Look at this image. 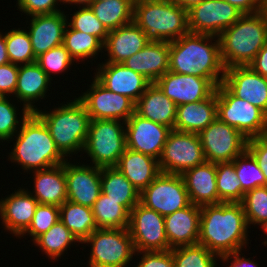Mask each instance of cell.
<instances>
[{
  "label": "cell",
  "mask_w": 267,
  "mask_h": 267,
  "mask_svg": "<svg viewBox=\"0 0 267 267\" xmlns=\"http://www.w3.org/2000/svg\"><path fill=\"white\" fill-rule=\"evenodd\" d=\"M248 229L241 203L222 202L201 206L198 243L218 257L247 247Z\"/></svg>",
  "instance_id": "cell-1"
},
{
  "label": "cell",
  "mask_w": 267,
  "mask_h": 267,
  "mask_svg": "<svg viewBox=\"0 0 267 267\" xmlns=\"http://www.w3.org/2000/svg\"><path fill=\"white\" fill-rule=\"evenodd\" d=\"M169 71L207 78L215 87L223 83L218 36L188 32L169 42Z\"/></svg>",
  "instance_id": "cell-2"
},
{
  "label": "cell",
  "mask_w": 267,
  "mask_h": 267,
  "mask_svg": "<svg viewBox=\"0 0 267 267\" xmlns=\"http://www.w3.org/2000/svg\"><path fill=\"white\" fill-rule=\"evenodd\" d=\"M10 141L15 143L11 152L7 153V160L18 163L24 173L57 166L67 160L56 147L44 122L35 113L28 116Z\"/></svg>",
  "instance_id": "cell-3"
},
{
  "label": "cell",
  "mask_w": 267,
  "mask_h": 267,
  "mask_svg": "<svg viewBox=\"0 0 267 267\" xmlns=\"http://www.w3.org/2000/svg\"><path fill=\"white\" fill-rule=\"evenodd\" d=\"M224 68L248 66L267 44V16L263 11L243 14L218 35Z\"/></svg>",
  "instance_id": "cell-4"
},
{
  "label": "cell",
  "mask_w": 267,
  "mask_h": 267,
  "mask_svg": "<svg viewBox=\"0 0 267 267\" xmlns=\"http://www.w3.org/2000/svg\"><path fill=\"white\" fill-rule=\"evenodd\" d=\"M43 110L38 109L35 114L48 128L60 152L67 159L82 154L91 121L84 104L75 96L52 111Z\"/></svg>",
  "instance_id": "cell-5"
},
{
  "label": "cell",
  "mask_w": 267,
  "mask_h": 267,
  "mask_svg": "<svg viewBox=\"0 0 267 267\" xmlns=\"http://www.w3.org/2000/svg\"><path fill=\"white\" fill-rule=\"evenodd\" d=\"M133 21L152 42H172L189 32L187 11L171 0H135Z\"/></svg>",
  "instance_id": "cell-6"
},
{
  "label": "cell",
  "mask_w": 267,
  "mask_h": 267,
  "mask_svg": "<svg viewBox=\"0 0 267 267\" xmlns=\"http://www.w3.org/2000/svg\"><path fill=\"white\" fill-rule=\"evenodd\" d=\"M127 149L125 122L120 120H91L83 152L96 167H115ZM92 162V163H91Z\"/></svg>",
  "instance_id": "cell-7"
},
{
  "label": "cell",
  "mask_w": 267,
  "mask_h": 267,
  "mask_svg": "<svg viewBox=\"0 0 267 267\" xmlns=\"http://www.w3.org/2000/svg\"><path fill=\"white\" fill-rule=\"evenodd\" d=\"M81 244L91 248L88 267H128L136 252L128 228L95 229Z\"/></svg>",
  "instance_id": "cell-8"
},
{
  "label": "cell",
  "mask_w": 267,
  "mask_h": 267,
  "mask_svg": "<svg viewBox=\"0 0 267 267\" xmlns=\"http://www.w3.org/2000/svg\"><path fill=\"white\" fill-rule=\"evenodd\" d=\"M217 118L236 128L247 139L267 134V115L248 101L236 97L223 83L216 87Z\"/></svg>",
  "instance_id": "cell-9"
},
{
  "label": "cell",
  "mask_w": 267,
  "mask_h": 267,
  "mask_svg": "<svg viewBox=\"0 0 267 267\" xmlns=\"http://www.w3.org/2000/svg\"><path fill=\"white\" fill-rule=\"evenodd\" d=\"M158 161L161 172L178 175L205 163L199 135L172 129Z\"/></svg>",
  "instance_id": "cell-10"
},
{
  "label": "cell",
  "mask_w": 267,
  "mask_h": 267,
  "mask_svg": "<svg viewBox=\"0 0 267 267\" xmlns=\"http://www.w3.org/2000/svg\"><path fill=\"white\" fill-rule=\"evenodd\" d=\"M140 203L162 216L191 204L181 175L163 172L140 192Z\"/></svg>",
  "instance_id": "cell-11"
},
{
  "label": "cell",
  "mask_w": 267,
  "mask_h": 267,
  "mask_svg": "<svg viewBox=\"0 0 267 267\" xmlns=\"http://www.w3.org/2000/svg\"><path fill=\"white\" fill-rule=\"evenodd\" d=\"M206 162H232L247 150L248 139L216 118L199 134Z\"/></svg>",
  "instance_id": "cell-12"
},
{
  "label": "cell",
  "mask_w": 267,
  "mask_h": 267,
  "mask_svg": "<svg viewBox=\"0 0 267 267\" xmlns=\"http://www.w3.org/2000/svg\"><path fill=\"white\" fill-rule=\"evenodd\" d=\"M128 231L136 252L169 250L164 216L140 202L130 211Z\"/></svg>",
  "instance_id": "cell-13"
},
{
  "label": "cell",
  "mask_w": 267,
  "mask_h": 267,
  "mask_svg": "<svg viewBox=\"0 0 267 267\" xmlns=\"http://www.w3.org/2000/svg\"><path fill=\"white\" fill-rule=\"evenodd\" d=\"M87 91L77 97L91 120L108 119L126 122L135 112V103L128 97L111 92L95 77Z\"/></svg>",
  "instance_id": "cell-14"
},
{
  "label": "cell",
  "mask_w": 267,
  "mask_h": 267,
  "mask_svg": "<svg viewBox=\"0 0 267 267\" xmlns=\"http://www.w3.org/2000/svg\"><path fill=\"white\" fill-rule=\"evenodd\" d=\"M242 15L241 11L225 0H203L187 11L188 30L218 36Z\"/></svg>",
  "instance_id": "cell-15"
},
{
  "label": "cell",
  "mask_w": 267,
  "mask_h": 267,
  "mask_svg": "<svg viewBox=\"0 0 267 267\" xmlns=\"http://www.w3.org/2000/svg\"><path fill=\"white\" fill-rule=\"evenodd\" d=\"M171 130L166 125L144 119L134 112L125 122L126 146L159 160Z\"/></svg>",
  "instance_id": "cell-16"
},
{
  "label": "cell",
  "mask_w": 267,
  "mask_h": 267,
  "mask_svg": "<svg viewBox=\"0 0 267 267\" xmlns=\"http://www.w3.org/2000/svg\"><path fill=\"white\" fill-rule=\"evenodd\" d=\"M67 200L92 207L101 193V168L90 164L64 162Z\"/></svg>",
  "instance_id": "cell-17"
},
{
  "label": "cell",
  "mask_w": 267,
  "mask_h": 267,
  "mask_svg": "<svg viewBox=\"0 0 267 267\" xmlns=\"http://www.w3.org/2000/svg\"><path fill=\"white\" fill-rule=\"evenodd\" d=\"M155 84L177 106L202 101L216 90L207 78L170 71L161 76Z\"/></svg>",
  "instance_id": "cell-18"
},
{
  "label": "cell",
  "mask_w": 267,
  "mask_h": 267,
  "mask_svg": "<svg viewBox=\"0 0 267 267\" xmlns=\"http://www.w3.org/2000/svg\"><path fill=\"white\" fill-rule=\"evenodd\" d=\"M223 84L238 98L244 99L267 115V77L248 66L225 69Z\"/></svg>",
  "instance_id": "cell-19"
},
{
  "label": "cell",
  "mask_w": 267,
  "mask_h": 267,
  "mask_svg": "<svg viewBox=\"0 0 267 267\" xmlns=\"http://www.w3.org/2000/svg\"><path fill=\"white\" fill-rule=\"evenodd\" d=\"M94 77L108 90L131 99L134 103L146 91L151 82L143 75L125 67L122 63H99Z\"/></svg>",
  "instance_id": "cell-20"
},
{
  "label": "cell",
  "mask_w": 267,
  "mask_h": 267,
  "mask_svg": "<svg viewBox=\"0 0 267 267\" xmlns=\"http://www.w3.org/2000/svg\"><path fill=\"white\" fill-rule=\"evenodd\" d=\"M20 188V189H19ZM6 198L0 199V219L5 232L16 238L19 237L30 225L39 204L28 192V188L19 187Z\"/></svg>",
  "instance_id": "cell-21"
},
{
  "label": "cell",
  "mask_w": 267,
  "mask_h": 267,
  "mask_svg": "<svg viewBox=\"0 0 267 267\" xmlns=\"http://www.w3.org/2000/svg\"><path fill=\"white\" fill-rule=\"evenodd\" d=\"M67 12L29 16L27 30L35 57L63 44L64 30L67 25ZM66 14V15H65Z\"/></svg>",
  "instance_id": "cell-22"
},
{
  "label": "cell",
  "mask_w": 267,
  "mask_h": 267,
  "mask_svg": "<svg viewBox=\"0 0 267 267\" xmlns=\"http://www.w3.org/2000/svg\"><path fill=\"white\" fill-rule=\"evenodd\" d=\"M200 213L201 207L191 203L184 209L164 216L169 250L198 243Z\"/></svg>",
  "instance_id": "cell-23"
},
{
  "label": "cell",
  "mask_w": 267,
  "mask_h": 267,
  "mask_svg": "<svg viewBox=\"0 0 267 267\" xmlns=\"http://www.w3.org/2000/svg\"><path fill=\"white\" fill-rule=\"evenodd\" d=\"M150 41L139 26L132 21L122 27L110 30L103 44L104 61L109 63H122L133 54L143 49Z\"/></svg>",
  "instance_id": "cell-24"
},
{
  "label": "cell",
  "mask_w": 267,
  "mask_h": 267,
  "mask_svg": "<svg viewBox=\"0 0 267 267\" xmlns=\"http://www.w3.org/2000/svg\"><path fill=\"white\" fill-rule=\"evenodd\" d=\"M48 75L34 62L31 64L19 65L17 87L13 97L16 103L26 107L31 113H35L39 108L34 103L47 98V92L52 87ZM50 86V87H49ZM36 101V102H35ZM23 103V104H22Z\"/></svg>",
  "instance_id": "cell-25"
},
{
  "label": "cell",
  "mask_w": 267,
  "mask_h": 267,
  "mask_svg": "<svg viewBox=\"0 0 267 267\" xmlns=\"http://www.w3.org/2000/svg\"><path fill=\"white\" fill-rule=\"evenodd\" d=\"M122 64L155 83L169 71V42L150 41Z\"/></svg>",
  "instance_id": "cell-26"
},
{
  "label": "cell",
  "mask_w": 267,
  "mask_h": 267,
  "mask_svg": "<svg viewBox=\"0 0 267 267\" xmlns=\"http://www.w3.org/2000/svg\"><path fill=\"white\" fill-rule=\"evenodd\" d=\"M190 202L197 206L218 204L216 163L205 162L181 174Z\"/></svg>",
  "instance_id": "cell-27"
},
{
  "label": "cell",
  "mask_w": 267,
  "mask_h": 267,
  "mask_svg": "<svg viewBox=\"0 0 267 267\" xmlns=\"http://www.w3.org/2000/svg\"><path fill=\"white\" fill-rule=\"evenodd\" d=\"M33 187L28 192L39 204L60 207L67 200V180L64 163L47 169L32 172Z\"/></svg>",
  "instance_id": "cell-28"
},
{
  "label": "cell",
  "mask_w": 267,
  "mask_h": 267,
  "mask_svg": "<svg viewBox=\"0 0 267 267\" xmlns=\"http://www.w3.org/2000/svg\"><path fill=\"white\" fill-rule=\"evenodd\" d=\"M217 118L216 90L206 99L177 106L174 130L199 134Z\"/></svg>",
  "instance_id": "cell-29"
},
{
  "label": "cell",
  "mask_w": 267,
  "mask_h": 267,
  "mask_svg": "<svg viewBox=\"0 0 267 267\" xmlns=\"http://www.w3.org/2000/svg\"><path fill=\"white\" fill-rule=\"evenodd\" d=\"M115 167L139 192L149 186L161 173L157 159L128 148Z\"/></svg>",
  "instance_id": "cell-30"
},
{
  "label": "cell",
  "mask_w": 267,
  "mask_h": 267,
  "mask_svg": "<svg viewBox=\"0 0 267 267\" xmlns=\"http://www.w3.org/2000/svg\"><path fill=\"white\" fill-rule=\"evenodd\" d=\"M177 105L161 89L151 83L135 103V113L174 129Z\"/></svg>",
  "instance_id": "cell-31"
},
{
  "label": "cell",
  "mask_w": 267,
  "mask_h": 267,
  "mask_svg": "<svg viewBox=\"0 0 267 267\" xmlns=\"http://www.w3.org/2000/svg\"><path fill=\"white\" fill-rule=\"evenodd\" d=\"M101 192L129 213L140 202V192L116 167L101 168Z\"/></svg>",
  "instance_id": "cell-32"
},
{
  "label": "cell",
  "mask_w": 267,
  "mask_h": 267,
  "mask_svg": "<svg viewBox=\"0 0 267 267\" xmlns=\"http://www.w3.org/2000/svg\"><path fill=\"white\" fill-rule=\"evenodd\" d=\"M61 222L73 233L77 240L82 243L95 229L92 208L66 200L59 207Z\"/></svg>",
  "instance_id": "cell-33"
},
{
  "label": "cell",
  "mask_w": 267,
  "mask_h": 267,
  "mask_svg": "<svg viewBox=\"0 0 267 267\" xmlns=\"http://www.w3.org/2000/svg\"><path fill=\"white\" fill-rule=\"evenodd\" d=\"M135 0H107L90 5L96 18L110 31L133 21Z\"/></svg>",
  "instance_id": "cell-34"
},
{
  "label": "cell",
  "mask_w": 267,
  "mask_h": 267,
  "mask_svg": "<svg viewBox=\"0 0 267 267\" xmlns=\"http://www.w3.org/2000/svg\"><path fill=\"white\" fill-rule=\"evenodd\" d=\"M34 246L39 247L46 258L52 260L61 259L65 251L70 250L73 243H80L73 233L58 220L47 232L38 236L33 242ZM69 248V249H68ZM68 249V250H67Z\"/></svg>",
  "instance_id": "cell-35"
},
{
  "label": "cell",
  "mask_w": 267,
  "mask_h": 267,
  "mask_svg": "<svg viewBox=\"0 0 267 267\" xmlns=\"http://www.w3.org/2000/svg\"><path fill=\"white\" fill-rule=\"evenodd\" d=\"M63 45L76 63L85 59H91L90 62L94 59L96 62L99 53L101 57L103 54V43L96 36L74 30L68 25L64 30Z\"/></svg>",
  "instance_id": "cell-36"
},
{
  "label": "cell",
  "mask_w": 267,
  "mask_h": 267,
  "mask_svg": "<svg viewBox=\"0 0 267 267\" xmlns=\"http://www.w3.org/2000/svg\"><path fill=\"white\" fill-rule=\"evenodd\" d=\"M91 208L97 228H128L130 213L102 192Z\"/></svg>",
  "instance_id": "cell-37"
},
{
  "label": "cell",
  "mask_w": 267,
  "mask_h": 267,
  "mask_svg": "<svg viewBox=\"0 0 267 267\" xmlns=\"http://www.w3.org/2000/svg\"><path fill=\"white\" fill-rule=\"evenodd\" d=\"M216 182L218 204L241 202V182L236 175L233 162L216 163Z\"/></svg>",
  "instance_id": "cell-38"
},
{
  "label": "cell",
  "mask_w": 267,
  "mask_h": 267,
  "mask_svg": "<svg viewBox=\"0 0 267 267\" xmlns=\"http://www.w3.org/2000/svg\"><path fill=\"white\" fill-rule=\"evenodd\" d=\"M175 267H218L219 257L199 243L172 249Z\"/></svg>",
  "instance_id": "cell-39"
},
{
  "label": "cell",
  "mask_w": 267,
  "mask_h": 267,
  "mask_svg": "<svg viewBox=\"0 0 267 267\" xmlns=\"http://www.w3.org/2000/svg\"><path fill=\"white\" fill-rule=\"evenodd\" d=\"M6 50L10 62L25 65L36 62L30 36L25 29L13 28L5 33Z\"/></svg>",
  "instance_id": "cell-40"
},
{
  "label": "cell",
  "mask_w": 267,
  "mask_h": 267,
  "mask_svg": "<svg viewBox=\"0 0 267 267\" xmlns=\"http://www.w3.org/2000/svg\"><path fill=\"white\" fill-rule=\"evenodd\" d=\"M232 162L234 163L236 175L241 182V201L247 191L266 186L265 176L262 170L247 150Z\"/></svg>",
  "instance_id": "cell-41"
},
{
  "label": "cell",
  "mask_w": 267,
  "mask_h": 267,
  "mask_svg": "<svg viewBox=\"0 0 267 267\" xmlns=\"http://www.w3.org/2000/svg\"><path fill=\"white\" fill-rule=\"evenodd\" d=\"M9 98V96H0V143L5 141L10 143L11 138L20 130V125L31 114L26 107H23L20 116L16 104L11 102L12 99Z\"/></svg>",
  "instance_id": "cell-42"
},
{
  "label": "cell",
  "mask_w": 267,
  "mask_h": 267,
  "mask_svg": "<svg viewBox=\"0 0 267 267\" xmlns=\"http://www.w3.org/2000/svg\"><path fill=\"white\" fill-rule=\"evenodd\" d=\"M247 224L261 225L267 221V186H261L247 191L242 201Z\"/></svg>",
  "instance_id": "cell-43"
},
{
  "label": "cell",
  "mask_w": 267,
  "mask_h": 267,
  "mask_svg": "<svg viewBox=\"0 0 267 267\" xmlns=\"http://www.w3.org/2000/svg\"><path fill=\"white\" fill-rule=\"evenodd\" d=\"M70 19L67 17V25L77 31L96 36L103 44L109 31L96 18L90 7L77 8ZM69 20V21H68Z\"/></svg>",
  "instance_id": "cell-44"
},
{
  "label": "cell",
  "mask_w": 267,
  "mask_h": 267,
  "mask_svg": "<svg viewBox=\"0 0 267 267\" xmlns=\"http://www.w3.org/2000/svg\"><path fill=\"white\" fill-rule=\"evenodd\" d=\"M74 62L75 60L63 44L48 50L36 59V63L51 80L53 75L65 73L66 70L68 72Z\"/></svg>",
  "instance_id": "cell-45"
},
{
  "label": "cell",
  "mask_w": 267,
  "mask_h": 267,
  "mask_svg": "<svg viewBox=\"0 0 267 267\" xmlns=\"http://www.w3.org/2000/svg\"><path fill=\"white\" fill-rule=\"evenodd\" d=\"M58 220H60L58 206L38 204L29 227L19 238L29 235L33 242L38 236L47 232Z\"/></svg>",
  "instance_id": "cell-46"
},
{
  "label": "cell",
  "mask_w": 267,
  "mask_h": 267,
  "mask_svg": "<svg viewBox=\"0 0 267 267\" xmlns=\"http://www.w3.org/2000/svg\"><path fill=\"white\" fill-rule=\"evenodd\" d=\"M16 2L17 10L27 17L56 13L62 11L58 6L63 5L60 0H17Z\"/></svg>",
  "instance_id": "cell-47"
},
{
  "label": "cell",
  "mask_w": 267,
  "mask_h": 267,
  "mask_svg": "<svg viewBox=\"0 0 267 267\" xmlns=\"http://www.w3.org/2000/svg\"><path fill=\"white\" fill-rule=\"evenodd\" d=\"M134 257H137L136 260L139 258V262L137 265H133L135 267H175L173 256H172V249L165 250V251H141L135 252Z\"/></svg>",
  "instance_id": "cell-48"
},
{
  "label": "cell",
  "mask_w": 267,
  "mask_h": 267,
  "mask_svg": "<svg viewBox=\"0 0 267 267\" xmlns=\"http://www.w3.org/2000/svg\"><path fill=\"white\" fill-rule=\"evenodd\" d=\"M19 65L11 62L0 65V96H12L17 87ZM12 94V95H11Z\"/></svg>",
  "instance_id": "cell-49"
},
{
  "label": "cell",
  "mask_w": 267,
  "mask_h": 267,
  "mask_svg": "<svg viewBox=\"0 0 267 267\" xmlns=\"http://www.w3.org/2000/svg\"><path fill=\"white\" fill-rule=\"evenodd\" d=\"M247 151L254 157L265 176L267 186V134L247 141Z\"/></svg>",
  "instance_id": "cell-50"
},
{
  "label": "cell",
  "mask_w": 267,
  "mask_h": 267,
  "mask_svg": "<svg viewBox=\"0 0 267 267\" xmlns=\"http://www.w3.org/2000/svg\"><path fill=\"white\" fill-rule=\"evenodd\" d=\"M243 255L244 253H242V250H241V251L233 252L228 255H223L219 257V259H221L222 263H224L225 265L226 263L228 265V262H229L230 265H228L227 267H258L259 266V264L255 262V260L253 261V259L251 260L250 258H245L246 256L245 255L243 256Z\"/></svg>",
  "instance_id": "cell-51"
},
{
  "label": "cell",
  "mask_w": 267,
  "mask_h": 267,
  "mask_svg": "<svg viewBox=\"0 0 267 267\" xmlns=\"http://www.w3.org/2000/svg\"><path fill=\"white\" fill-rule=\"evenodd\" d=\"M243 14H255L263 11V0H225Z\"/></svg>",
  "instance_id": "cell-52"
},
{
  "label": "cell",
  "mask_w": 267,
  "mask_h": 267,
  "mask_svg": "<svg viewBox=\"0 0 267 267\" xmlns=\"http://www.w3.org/2000/svg\"><path fill=\"white\" fill-rule=\"evenodd\" d=\"M249 66L258 74L267 77V44L257 53Z\"/></svg>",
  "instance_id": "cell-53"
},
{
  "label": "cell",
  "mask_w": 267,
  "mask_h": 267,
  "mask_svg": "<svg viewBox=\"0 0 267 267\" xmlns=\"http://www.w3.org/2000/svg\"><path fill=\"white\" fill-rule=\"evenodd\" d=\"M10 62L5 43V33L0 32V65Z\"/></svg>",
  "instance_id": "cell-54"
},
{
  "label": "cell",
  "mask_w": 267,
  "mask_h": 267,
  "mask_svg": "<svg viewBox=\"0 0 267 267\" xmlns=\"http://www.w3.org/2000/svg\"><path fill=\"white\" fill-rule=\"evenodd\" d=\"M61 4L76 5L78 8L90 7L94 0H60Z\"/></svg>",
  "instance_id": "cell-55"
},
{
  "label": "cell",
  "mask_w": 267,
  "mask_h": 267,
  "mask_svg": "<svg viewBox=\"0 0 267 267\" xmlns=\"http://www.w3.org/2000/svg\"><path fill=\"white\" fill-rule=\"evenodd\" d=\"M171 1L175 2L176 4L184 8L186 11H188L192 7L201 3L203 0H171Z\"/></svg>",
  "instance_id": "cell-56"
},
{
  "label": "cell",
  "mask_w": 267,
  "mask_h": 267,
  "mask_svg": "<svg viewBox=\"0 0 267 267\" xmlns=\"http://www.w3.org/2000/svg\"><path fill=\"white\" fill-rule=\"evenodd\" d=\"M261 227V229L263 230V232L265 233V234H267V221H265L263 224H261L260 225ZM267 236V235H266Z\"/></svg>",
  "instance_id": "cell-57"
},
{
  "label": "cell",
  "mask_w": 267,
  "mask_h": 267,
  "mask_svg": "<svg viewBox=\"0 0 267 267\" xmlns=\"http://www.w3.org/2000/svg\"><path fill=\"white\" fill-rule=\"evenodd\" d=\"M263 12L267 16V0H263Z\"/></svg>",
  "instance_id": "cell-58"
},
{
  "label": "cell",
  "mask_w": 267,
  "mask_h": 267,
  "mask_svg": "<svg viewBox=\"0 0 267 267\" xmlns=\"http://www.w3.org/2000/svg\"><path fill=\"white\" fill-rule=\"evenodd\" d=\"M98 1H107V0H94V2H98Z\"/></svg>",
  "instance_id": "cell-59"
}]
</instances>
